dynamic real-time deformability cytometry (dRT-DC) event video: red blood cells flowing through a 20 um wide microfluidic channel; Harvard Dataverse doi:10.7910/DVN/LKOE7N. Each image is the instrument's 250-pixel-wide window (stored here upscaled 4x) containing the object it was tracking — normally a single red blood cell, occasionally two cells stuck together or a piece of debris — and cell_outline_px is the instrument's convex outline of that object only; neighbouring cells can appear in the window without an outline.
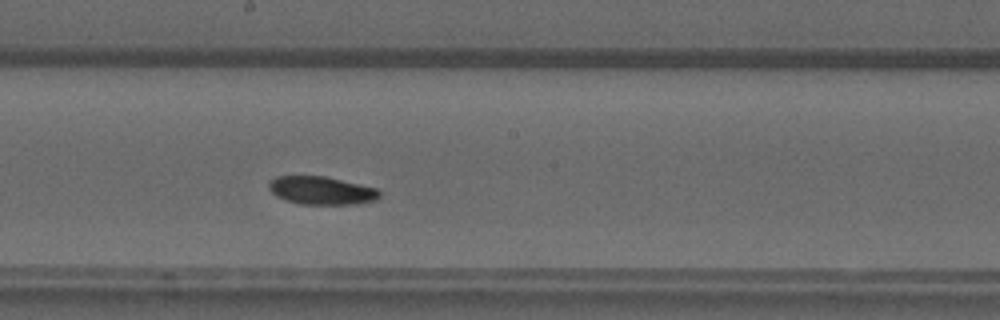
{"species": "common noctule bat (a hibernating species)", "species_latin": "Nyctalus noctula", "temperature_condition": "warm", "stored_images_in_passage": 8, "camera_frame_rate_fps": 3000, "um_per_image_px": 0.085, "animal": {"sex": "male", "forearm_length_mm": 52.5}, "frame": {"image": 1, "passage_image": 7, "time_ms": 8.667, "image_size_px": [1000, 320], "cell_outline_px": [[384, 192], [380, 200], [364, 204], [296, 204], [284, 200], [276, 196], [268, 188], [268, 180], [276, 176], [324, 176], [380, 188]], "centroid_in_image_um": [27.41, 16.2], "position_along_channel_um": 220.8, "area_um2": 18.84}}